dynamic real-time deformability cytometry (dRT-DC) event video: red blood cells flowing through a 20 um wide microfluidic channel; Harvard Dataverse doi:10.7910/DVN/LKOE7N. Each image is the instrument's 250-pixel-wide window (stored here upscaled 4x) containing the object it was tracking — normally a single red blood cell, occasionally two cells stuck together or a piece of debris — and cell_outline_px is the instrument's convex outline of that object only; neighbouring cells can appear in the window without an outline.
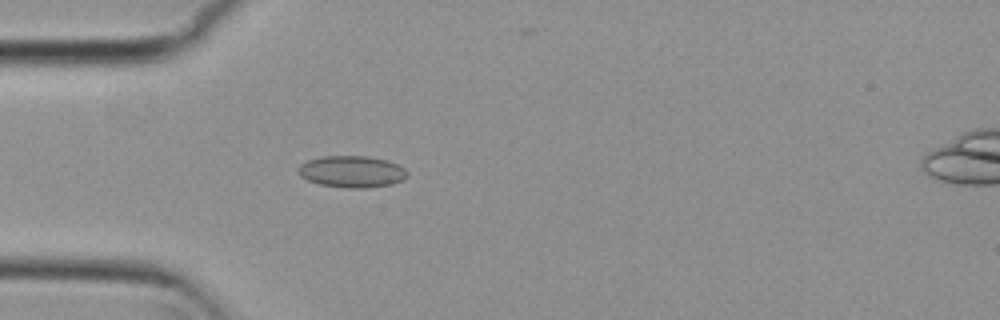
{"species": "common noctule bat (a hibernating species)", "species_latin": "Nyctalus noctula", "temperature_condition": "cold", "stored_images_in_passage": 4, "camera_frame_rate_fps": 3000, "um_per_image_px": 0.085, "animal": {"sex": "female", "body_mass_g": 29.2, "forearm_length_mm": 56.3}, "frame": {"image": 1, "passage_image": 4, "time_ms": 1.0, "image_size_px": [1000, 320], "cell_outline_px": [[408, 176], [404, 180], [392, 184], [364, 188], [348, 188], [320, 184], [308, 180], [300, 176], [296, 172], [296, 168], [300, 164], [308, 160], [324, 156], [368, 156], [388, 160], [404, 168], [408, 172]], "centroid_in_image_um": [29.9, 14.58], "position_along_channel_um": 55.1, "area_um2": 20.29}}